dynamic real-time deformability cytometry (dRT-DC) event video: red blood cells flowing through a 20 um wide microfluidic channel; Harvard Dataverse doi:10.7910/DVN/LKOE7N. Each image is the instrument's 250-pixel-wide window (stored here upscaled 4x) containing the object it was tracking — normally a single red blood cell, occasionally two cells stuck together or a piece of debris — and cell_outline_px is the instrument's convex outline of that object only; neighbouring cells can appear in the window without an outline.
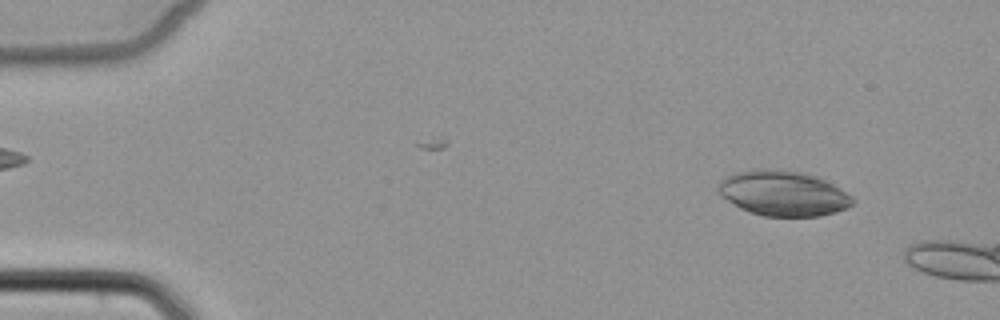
{"species": "common noctule bat (a hibernating species)", "species_latin": "Nyctalus noctula", "temperature_condition": "cold", "stored_images_in_passage": 3, "camera_frame_rate_fps": 3000, "um_per_image_px": 0.085, "animal": {"sex": "female", "body_mass_g": 22.7, "forearm_length_mm": 54.2}, "frame": {"image": 1, "passage_image": 1, "time_ms": 0.0, "image_size_px": [1000, 320], "cell_outline_px": [[856, 200], [852, 204], [836, 212], [820, 216], [764, 216], [748, 212], [740, 208], [720, 196], [716, 188], [720, 180], [724, 176], [748, 168], [768, 168], [804, 172], [816, 176], [840, 188], [852, 196]], "centroid_in_image_um": [66.51, 16.41], "position_along_channel_um": 18.5, "area_um2": 35.84}}